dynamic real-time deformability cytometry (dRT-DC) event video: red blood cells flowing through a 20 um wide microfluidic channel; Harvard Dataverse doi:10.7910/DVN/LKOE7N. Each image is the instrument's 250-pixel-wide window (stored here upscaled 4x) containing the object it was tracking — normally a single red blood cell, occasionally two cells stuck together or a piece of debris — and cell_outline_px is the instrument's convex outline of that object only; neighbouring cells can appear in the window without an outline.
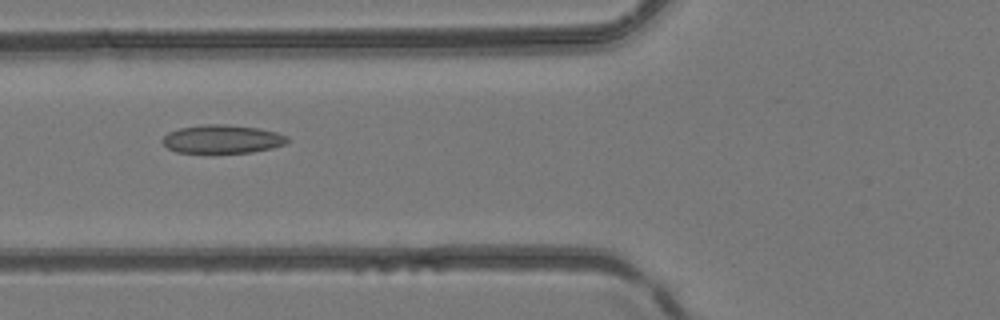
{"species": "common noctule bat (a hibernating species)", "species_latin": "Nyctalus noctula", "temperature_condition": "room temperature", "stored_images_in_passage": 38, "camera_frame_rate_fps": 3000, "um_per_image_px": 0.085, "animal": {"sex": "female", "body_mass_g": 24.6, "forearm_length_mm": 56.2}, "frame": {"image": 1, "passage_image": 19, "time_ms": 6.0, "image_size_px": [1000, 320], "cell_outline_px": [[288, 144], [272, 148], [252, 152], [212, 156], [176, 152], [168, 148], [160, 140], [168, 132], [180, 128], [204, 124], [224, 124], [260, 128], [276, 132], [288, 136]], "centroid_in_image_um": [18.87, 11.87], "position_along_channel_um": 106.9, "area_um2": 21.79}}
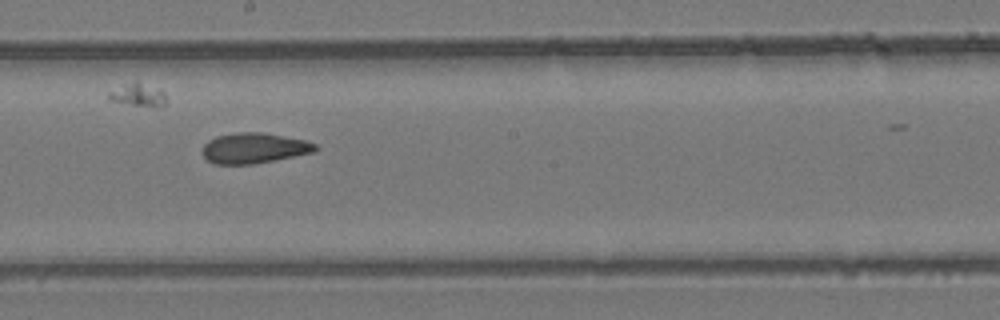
{"frame": {"image": 2, "passage_image": 27, "time_ms": 8.667, "image_size_px": [1000, 320], "cell_outline_px": [[320, 148], [316, 152], [252, 164], [212, 164], [200, 152], [204, 144], [208, 140], [216, 136], [240, 132], [264, 132], [304, 140], [316, 144]], "centroid_in_image_um": [21.59, 12.59], "position_along_channel_um": 226.6, "area_um2": 20.17}}
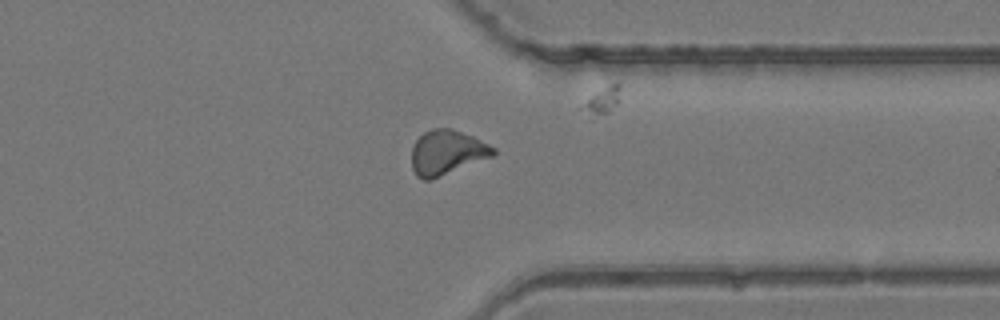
{"frame": {"image": 3, "passage_image": 37, "time_ms": 12.0, "image_size_px": [1000, 320], "cell_outline_px": [[496, 152], [492, 156], [432, 180], [424, 180], [416, 176], [412, 168], [412, 148], [416, 140], [424, 132], [432, 128], [452, 128], [472, 136], [496, 148]], "centroid_in_image_um": [37.96, 12.96], "position_along_channel_um": 373.4, "area_um2": 21.21}}